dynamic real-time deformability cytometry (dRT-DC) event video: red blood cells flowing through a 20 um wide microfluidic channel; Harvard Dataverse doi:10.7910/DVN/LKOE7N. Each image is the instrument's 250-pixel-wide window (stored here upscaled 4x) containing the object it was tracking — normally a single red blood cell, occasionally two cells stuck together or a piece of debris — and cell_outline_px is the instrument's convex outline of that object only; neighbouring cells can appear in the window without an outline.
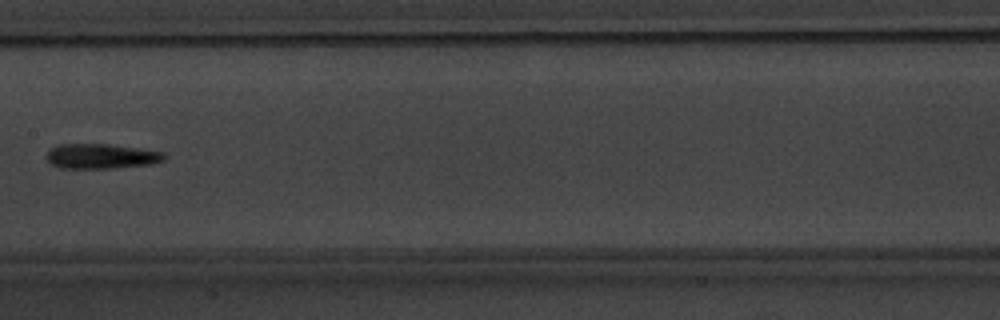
{"species": "common noctule bat (a hibernating species)", "species_latin": "Nyctalus noctula", "temperature_condition": "warm", "stored_images_in_passage": 8, "camera_frame_rate_fps": 3000, "um_per_image_px": 0.085, "animal": {"sex": "male", "body_mass_g": 20.1, "forearm_length_mm": 53.5}, "frame": {"image": 1, "passage_image": 8, "time_ms": 8.333, "image_size_px": [1000, 320], "cell_outline_px": [[168, 156], [164, 160], [152, 164], [112, 168], [60, 168], [48, 164], [44, 156], [48, 148], [56, 144], [108, 144], [164, 152]], "centroid_in_image_um": [8.52, 13.28], "position_along_channel_um": 198.9, "area_um2": 17.46}}